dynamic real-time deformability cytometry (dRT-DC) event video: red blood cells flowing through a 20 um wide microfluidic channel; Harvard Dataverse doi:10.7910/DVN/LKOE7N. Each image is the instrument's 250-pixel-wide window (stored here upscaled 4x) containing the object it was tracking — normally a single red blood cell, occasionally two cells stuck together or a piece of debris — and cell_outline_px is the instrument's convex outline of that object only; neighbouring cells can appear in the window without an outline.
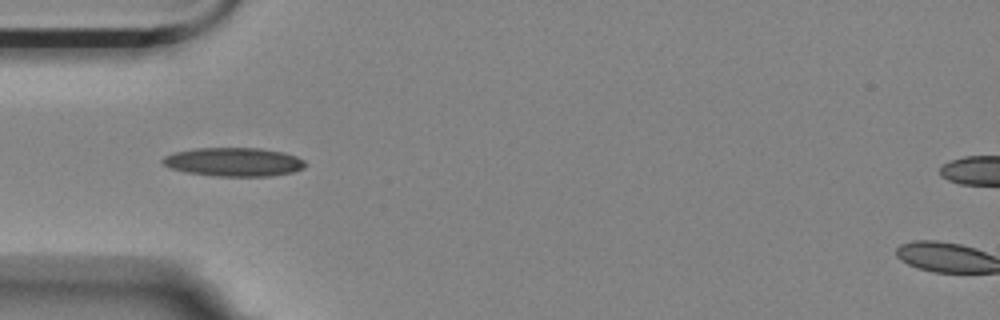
{"species": "Egyptian fruit bat (a non-hibernating species)", "species_latin": "Rousettus aegyptiacus", "temperature_condition": "room temperature", "stored_images_in_passage": 8, "camera_frame_rate_fps": 3000, "um_per_image_px": 0.085, "animal": {"sex": "female"}, "frame": {"image": 1, "passage_image": 1, "time_ms": 0.0, "image_size_px": [1000, 320], "cell_outline_px": [[308, 164], [304, 168], [292, 172], [272, 176], [212, 176], [184, 172], [168, 168], [160, 160], [164, 156], [176, 152], [196, 148], [260, 148], [284, 152], [296, 156], [304, 160]], "centroid_in_image_um": [19.87, 13.77], "position_along_channel_um": 65.1, "area_um2": 24.1}}
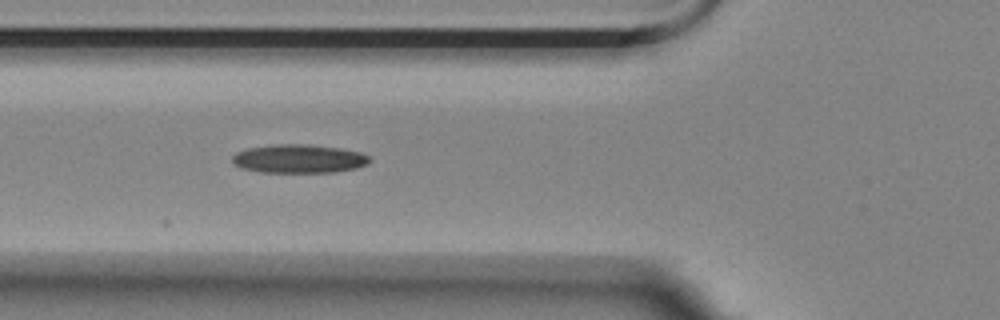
{"frame": {"image": 2, "passage_image": 4, "time_ms": 1.0, "image_size_px": [1000, 320], "cell_outline_px": [[372, 160], [368, 164], [356, 168], [336, 172], [260, 172], [240, 168], [232, 164], [232, 156], [236, 152], [248, 148], [272, 144], [304, 144], [340, 148], [360, 152], [368, 156]], "centroid_in_image_um": [25.38, 13.49], "position_along_channel_um": 100.4, "area_um2": 23.06}}
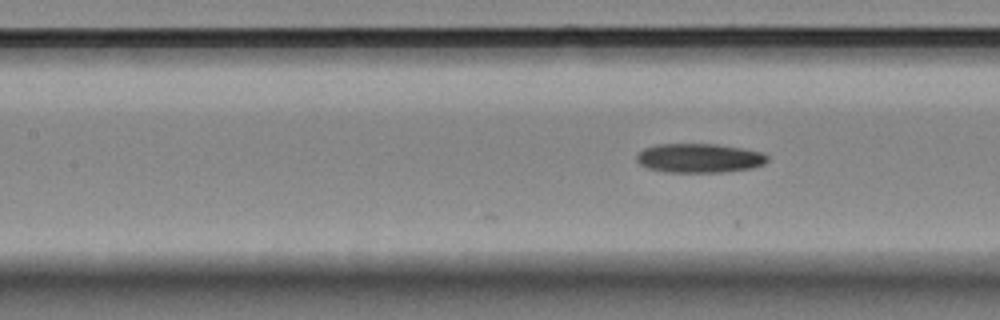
{"frame": {"image": 3, "passage_image": 8, "time_ms": 2.333, "image_size_px": [1000, 320], "cell_outline_px": [[768, 160], [764, 164], [752, 168], [724, 172], [664, 172], [648, 168], [640, 164], [636, 160], [636, 156], [644, 148], [656, 144], [716, 144], [744, 148], [764, 152], [768, 156]], "centroid_in_image_um": [59.47, 13.43], "position_along_channel_um": 147.9, "area_um2": 22.43}}